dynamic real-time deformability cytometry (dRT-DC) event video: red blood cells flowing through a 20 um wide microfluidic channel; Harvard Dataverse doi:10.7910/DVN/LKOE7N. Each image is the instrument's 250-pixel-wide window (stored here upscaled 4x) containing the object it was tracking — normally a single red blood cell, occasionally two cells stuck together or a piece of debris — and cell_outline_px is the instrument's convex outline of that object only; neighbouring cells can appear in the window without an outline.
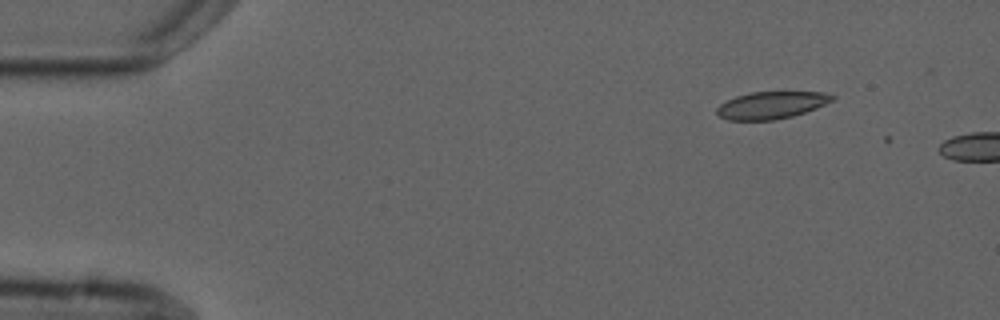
{"species": "common noctule bat (a hibernating species)", "species_latin": "Nyctalus noctula", "temperature_condition": "cold", "stored_images_in_passage": 2, "camera_frame_rate_fps": 3000, "um_per_image_px": 0.085, "animal": {"sex": "male", "forearm_length_mm": 52.5}, "frame": {"image": 1, "passage_image": 1, "time_ms": 0.0, "image_size_px": [1000, 320], "cell_outline_px": [[836, 96], [832, 100], [816, 108], [792, 116], [776, 120], [728, 120], [720, 116], [716, 112], [716, 108], [720, 104], [736, 96], [752, 92], [824, 92]], "centroid_in_image_um": [65.55, 8.94], "position_along_channel_um": 19.4, "area_um2": 18.15}}